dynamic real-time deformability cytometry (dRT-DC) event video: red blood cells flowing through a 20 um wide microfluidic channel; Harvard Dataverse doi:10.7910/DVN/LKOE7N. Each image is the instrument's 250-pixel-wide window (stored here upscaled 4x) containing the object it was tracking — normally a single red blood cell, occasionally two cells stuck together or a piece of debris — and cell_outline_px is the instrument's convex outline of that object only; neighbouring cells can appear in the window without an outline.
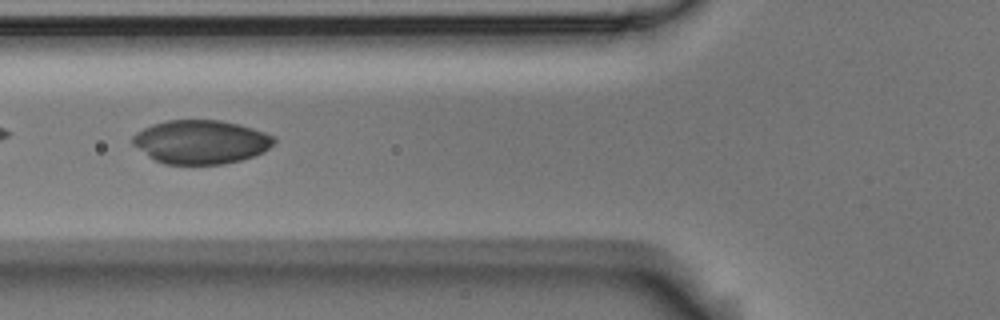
{"species": "Egyptian fruit bat (a non-hibernating species)", "species_latin": "Rousettus aegyptiacus", "temperature_condition": "room temperature", "stored_images_in_passage": 5, "camera_frame_rate_fps": 3000, "um_per_image_px": 0.085, "animal": {"sex": "male"}, "frame": {"image": 1, "passage_image": 3, "time_ms": 0.667, "image_size_px": [1000, 320], "cell_outline_px": [[276, 140], [264, 152], [240, 160], [224, 164], [164, 164], [148, 156], [132, 144], [132, 136], [136, 132], [152, 124], [168, 120], [220, 120], [240, 124], [276, 136]], "centroid_in_image_um": [17.07, 12.06], "position_along_channel_um": 108.7, "area_um2": 36.07}}
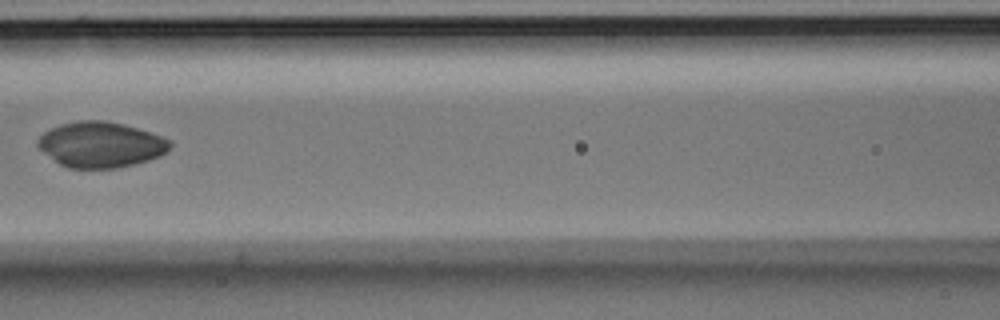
{"frame": {"image": 2, "passage_image": 4, "time_ms": 1.0, "image_size_px": [1000, 320], "cell_outline_px": [[172, 144], [160, 156], [148, 160], [116, 168], [68, 168], [60, 164], [44, 152], [36, 144], [36, 140], [44, 132], [60, 124], [80, 120], [104, 120], [124, 124], [172, 140]], "centroid_in_image_um": [8.54, 12.28], "position_along_channel_um": 158.1, "area_um2": 34.8}}
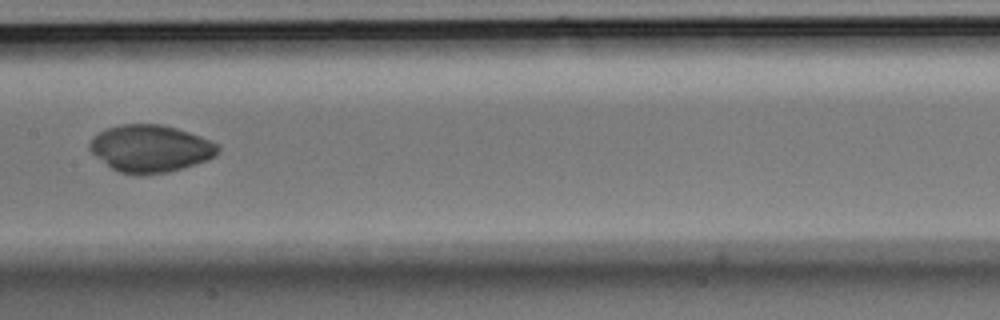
{"frame": {"image": 3, "passage_image": 5, "time_ms": 1.333, "image_size_px": [1000, 320], "cell_outline_px": [[220, 152], [216, 156], [168, 172], [144, 176], [136, 176], [120, 172], [112, 168], [96, 156], [88, 148], [88, 144], [100, 132], [108, 128], [120, 124], [160, 124], [176, 128], [212, 140], [220, 144]], "centroid_in_image_um": [12.81, 12.63], "position_along_channel_um": 194.6, "area_um2": 35.26}}